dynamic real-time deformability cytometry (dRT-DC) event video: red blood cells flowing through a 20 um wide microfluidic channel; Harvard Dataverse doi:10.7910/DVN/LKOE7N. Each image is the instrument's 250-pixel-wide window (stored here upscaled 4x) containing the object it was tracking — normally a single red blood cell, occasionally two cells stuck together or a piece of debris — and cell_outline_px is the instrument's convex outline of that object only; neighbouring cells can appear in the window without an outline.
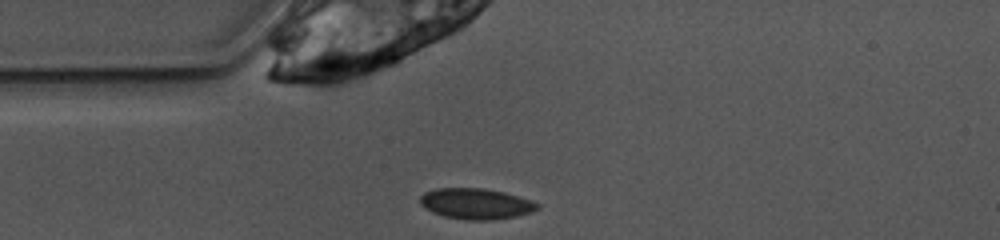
{"species": "common noctule bat (a hibernating species)", "species_latin": "Nyctalus noctula", "temperature_condition": "warm", "stored_images_in_passage": 40, "camera_frame_rate_fps": 3000, "um_per_image_px": 0.085, "animal": {"sex": "female", "body_mass_g": 10.0, "forearm_length_mm": 53.1}, "frame": {"image": 1, "passage_image": 1, "time_ms": 0.0, "image_size_px": [1000, 240], "cell_outline_px": [[540, 208], [532, 212], [516, 216], [492, 220], [468, 220], [444, 216], [432, 212], [424, 208], [420, 204], [420, 196], [424, 192], [436, 188], [484, 188], [504, 192], [532, 200], [540, 204]], "centroid_in_image_um": [40.46, 17.31], "position_along_channel_um": 44.5, "area_um2": 21.21}}
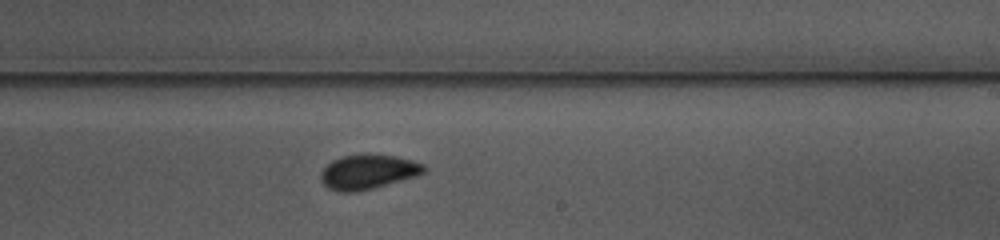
{"frame": {"image": 2, "passage_image": 18, "time_ms": 5.667, "image_size_px": [1000, 240], "cell_outline_px": [[424, 172], [416, 176], [372, 188], [356, 192], [336, 192], [328, 188], [320, 180], [320, 172], [332, 160], [344, 156], [396, 156], [412, 160], [424, 164]], "centroid_in_image_um": [31.24, 14.64], "position_along_channel_um": 257.8, "area_um2": 20.23}}
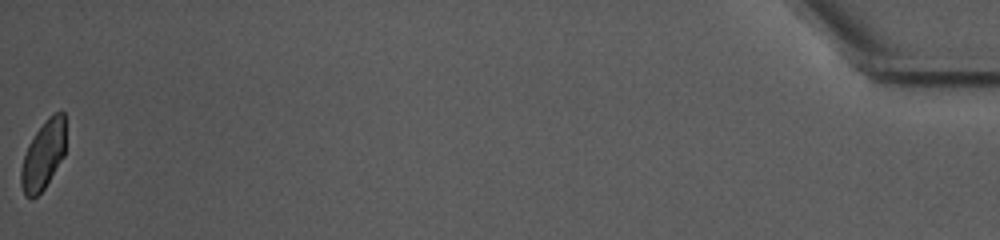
{"frame": {"image": 3, "passage_image": 40, "time_ms": 13.0, "image_size_px": [1000, 240], "cell_outline_px": [[64, 156], [44, 188], [32, 200], [24, 196], [20, 184], [20, 168], [28, 144], [36, 132], [48, 116], [52, 112], [60, 108], [64, 112]], "centroid_in_image_um": [3.66, 13.18], "position_along_channel_um": 431.5, "area_um2": 18.03}, "authors_computed_cell_mechanics": {"area_um2": 19.7098, "velocity_mm_per_s": 3.8678, "shape_relaxation_time_tau1_ms": 2.1099, "shape_relaxation_time_tau2_ms": null, "deformation_change_tau1": 0.0867, "deformation_change_tau2": null}}